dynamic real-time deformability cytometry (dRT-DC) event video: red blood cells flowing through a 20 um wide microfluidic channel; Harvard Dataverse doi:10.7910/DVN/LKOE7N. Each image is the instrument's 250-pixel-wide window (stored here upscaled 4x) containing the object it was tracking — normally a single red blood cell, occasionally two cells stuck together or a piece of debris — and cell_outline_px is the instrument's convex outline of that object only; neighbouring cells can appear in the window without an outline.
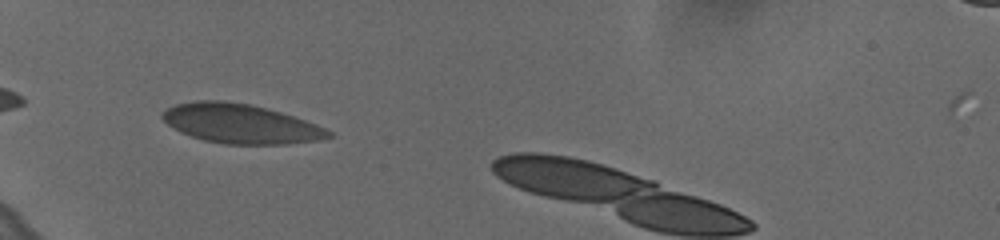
{"species": "human", "species_latin": "Homo sapiens", "temperature_condition": "cold", "stored_images_in_passage": 30, "camera_frame_rate_fps": 3000, "um_per_image_px": 0.085, "donor": {"sex": "female"}, "frame": {"image": 1, "passage_image": 1, "time_ms": 0.0, "image_size_px": [1000, 240], "cell_outline_px": [[332, 136], [320, 140], [288, 144], [224, 144], [204, 140], [180, 132], [168, 124], [160, 116], [168, 108], [176, 104], [196, 100], [220, 100], [248, 104], [280, 112], [316, 124], [332, 132]], "centroid_in_image_um": [20.44, 10.52], "position_along_channel_um": 64.6, "area_um2": 37.74}}
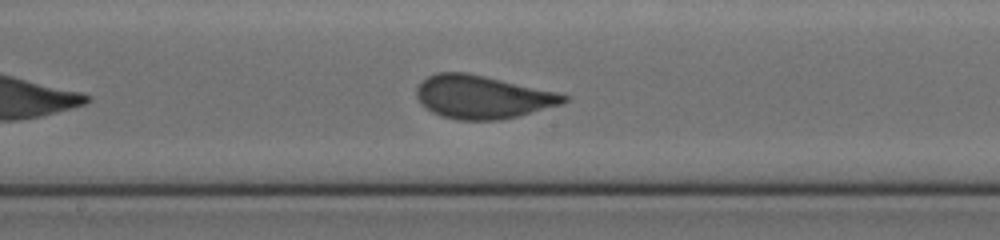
{"frame": {"image": 2, "passage_image": 13, "time_ms": 4.0, "image_size_px": [1000, 240], "cell_outline_px": [[568, 100], [560, 104], [516, 116], [500, 120], [456, 120], [440, 116], [424, 108], [420, 104], [416, 96], [416, 88], [428, 76], [436, 72], [464, 72], [484, 76], [556, 92], [568, 96]], "centroid_in_image_um": [40.93, 8.25], "position_along_channel_um": 207.3, "area_um2": 36.7}}
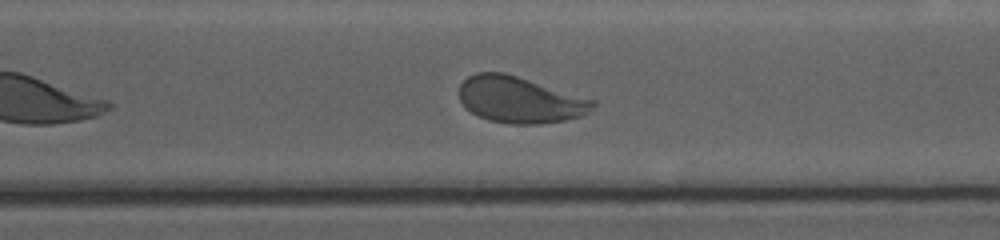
{"frame": {"image": 3, "passage_image": 22, "time_ms": 7.0, "image_size_px": [1000, 240], "cell_outline_px": [[596, 104], [584, 116], [564, 120], [540, 124], [508, 124], [488, 120], [472, 112], [460, 100], [460, 84], [468, 76], [476, 72], [504, 72], [596, 100]], "centroid_in_image_um": [44.21, 8.48], "position_along_channel_um": 326.4, "area_um2": 36.01}, "authors_computed_cell_mechanics": {"area_um2": 36.6163, "velocity_mm_per_s": 3.5957, "shape_relaxation_time_tau1_ms": 3.6924, "shape_relaxation_time_tau2_ms": null, "deformation_change_tau1": 0.1244, "deformation_change_tau2": null}}